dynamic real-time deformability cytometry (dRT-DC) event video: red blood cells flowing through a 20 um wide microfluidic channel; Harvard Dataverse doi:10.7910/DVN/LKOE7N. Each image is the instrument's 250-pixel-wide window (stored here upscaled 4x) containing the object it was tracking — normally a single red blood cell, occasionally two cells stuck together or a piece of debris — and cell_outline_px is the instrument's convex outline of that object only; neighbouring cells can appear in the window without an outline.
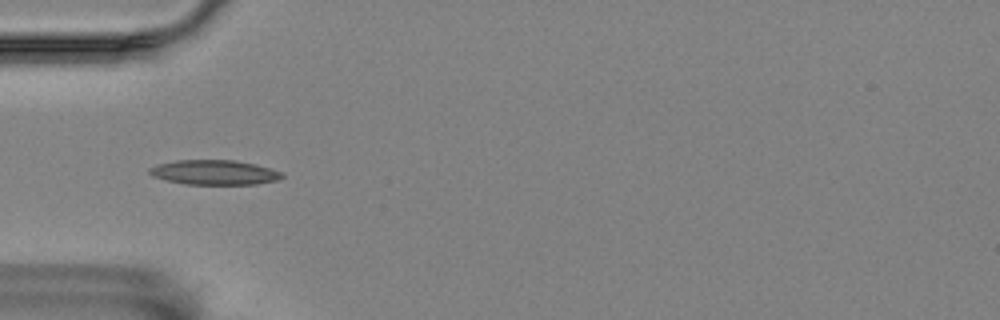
{"species": "Egyptian fruit bat (a non-hibernating species)", "species_latin": "Rousettus aegyptiacus", "temperature_condition": "room temperature", "stored_images_in_passage": 43, "camera_frame_rate_fps": 3000, "um_per_image_px": 0.085, "animal": {"sex": "female"}, "frame": {"image": 1, "passage_image": 5, "time_ms": 1.333, "image_size_px": [1000, 320], "cell_outline_px": [[284, 176], [276, 180], [256, 184], [184, 184], [152, 176], [148, 172], [148, 168], [156, 164], [176, 160], [236, 160], [256, 164], [284, 172]], "centroid_in_image_um": [18.22, 14.64], "position_along_channel_um": 66.8, "area_um2": 19.19}}
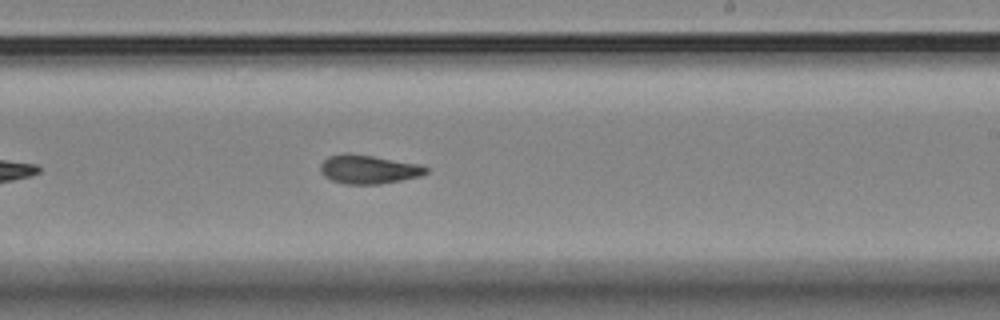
{"frame": {"image": 2, "passage_image": 21, "time_ms": 6.667, "image_size_px": [1000, 320], "cell_outline_px": [[428, 172], [420, 176], [380, 184], [344, 184], [332, 180], [324, 176], [320, 172], [320, 164], [328, 156], [348, 152], [420, 164], [428, 168]], "centroid_in_image_um": [31.29, 14.39], "position_along_channel_um": 257.7, "area_um2": 17.74}}
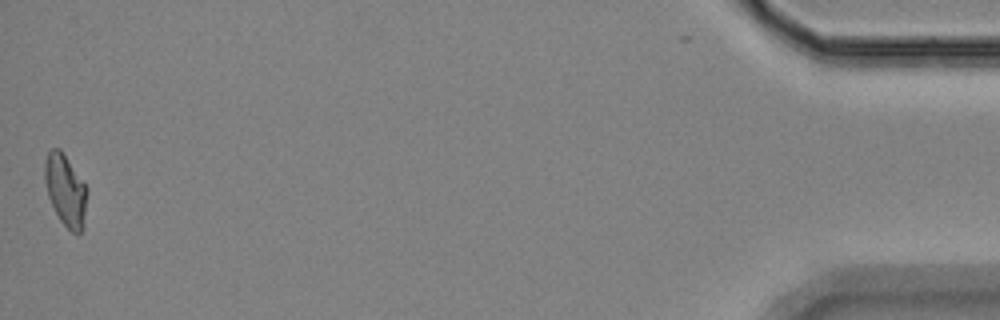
{"frame": {"image": 3, "passage_image": 43, "time_ms": 14.0, "image_size_px": [1000, 320], "cell_outline_px": [[88, 192], [84, 228], [76, 236], [60, 220], [48, 196], [44, 176], [44, 160], [48, 152], [52, 148], [60, 148], [88, 188]], "centroid_in_image_um": [5.59, 16.18], "position_along_channel_um": 429.6, "area_um2": 17.86}, "authors_computed_cell_mechanics": {"area_um2": 17.5134, "velocity_mm_per_s": 3.5723, "shape_relaxation_time_tau1_ms": null, "shape_relaxation_time_tau2_ms": 5.5463, "deformation_change_tau1": null, "deformation_change_tau2": 0.089}}